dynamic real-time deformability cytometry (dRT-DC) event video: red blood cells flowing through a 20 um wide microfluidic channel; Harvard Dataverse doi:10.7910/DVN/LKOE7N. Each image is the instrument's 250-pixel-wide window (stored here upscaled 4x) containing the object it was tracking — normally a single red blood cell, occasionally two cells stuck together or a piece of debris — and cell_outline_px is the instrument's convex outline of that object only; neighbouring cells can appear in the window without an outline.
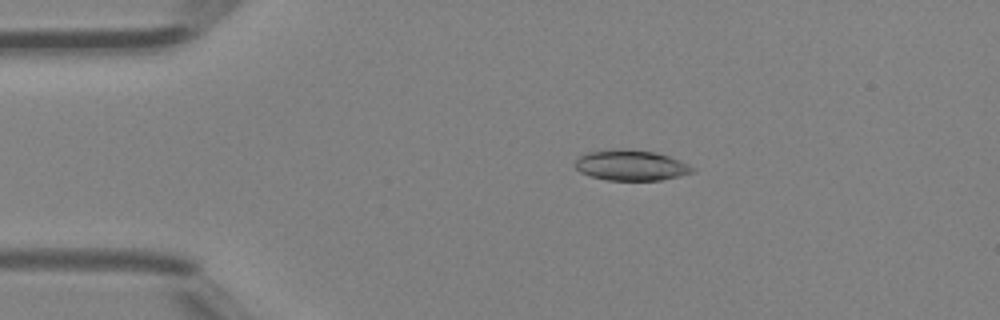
{"species": "Egyptian fruit bat (a non-hibernating species)", "species_latin": "Rousettus aegyptiacus", "temperature_condition": "room temperature", "stored_images_in_passage": 4, "camera_frame_rate_fps": 3000, "um_per_image_px": 0.085, "animal": {"sex": "female"}, "frame": {"image": 1, "passage_image": 3, "time_ms": 0.667, "image_size_px": [1000, 320], "cell_outline_px": [[696, 172], [680, 176], [660, 180], [608, 180], [592, 176], [580, 172], [576, 168], [576, 160], [584, 152], [612, 148], [624, 148], [656, 152], [680, 160], [696, 168]], "centroid_in_image_um": [53.65, 14.03], "position_along_channel_um": 31.3, "area_um2": 21.15}}